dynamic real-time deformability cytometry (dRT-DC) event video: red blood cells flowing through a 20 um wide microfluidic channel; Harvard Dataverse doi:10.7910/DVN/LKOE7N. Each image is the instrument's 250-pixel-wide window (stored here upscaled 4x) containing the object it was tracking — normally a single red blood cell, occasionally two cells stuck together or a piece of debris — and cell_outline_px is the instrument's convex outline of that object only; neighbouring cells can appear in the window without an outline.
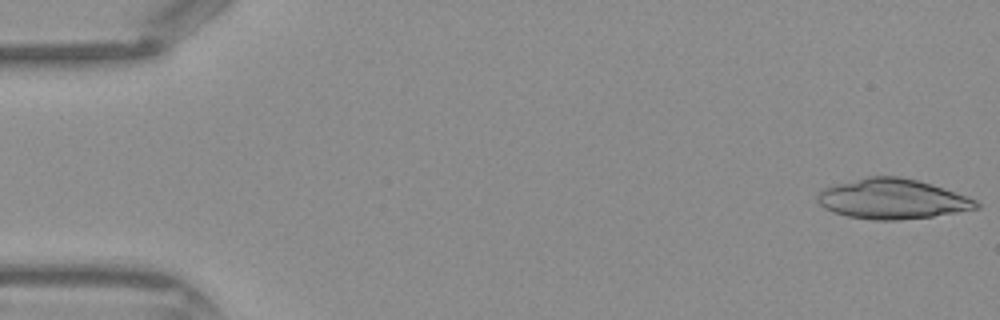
{"species": "Egyptian fruit bat (a non-hibernating species)", "species_latin": "Rousettus aegyptiacus", "temperature_condition": "warm", "stored_images_in_passage": 18, "camera_frame_rate_fps": 3000, "um_per_image_px": 0.085, "frame": {"image": 1, "passage_image": 1, "time_ms": 0.0, "image_size_px": [1000, 320], "cell_outline_px": [[980, 208], [932, 216], [896, 220], [872, 220], [848, 216], [832, 212], [824, 208], [816, 200], [816, 192], [820, 188], [868, 176], [900, 176], [932, 184], [968, 196], [976, 200], [980, 204]], "centroid_in_image_um": [75.81, 16.9], "position_along_channel_um": 9.2, "area_um2": 37.22}}